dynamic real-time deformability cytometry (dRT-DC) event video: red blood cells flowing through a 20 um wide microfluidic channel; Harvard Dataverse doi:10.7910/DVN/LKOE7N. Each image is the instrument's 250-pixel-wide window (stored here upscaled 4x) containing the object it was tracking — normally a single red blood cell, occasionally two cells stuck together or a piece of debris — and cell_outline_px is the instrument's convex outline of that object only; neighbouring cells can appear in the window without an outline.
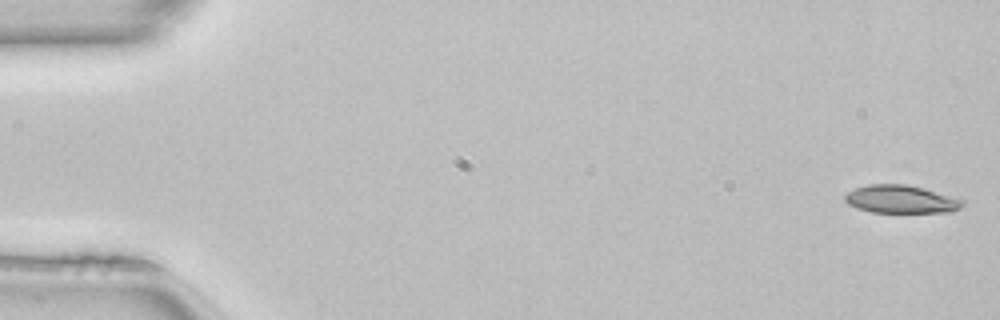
{"species": "common noctule bat (a hibernating species)", "species_latin": "Nyctalus noctula", "temperature_condition": "room temperature", "stored_images_in_passage": 50, "camera_frame_rate_fps": 3000, "um_per_image_px": 0.085, "animal": {"sex": "female", "body_mass_g": 22.7, "forearm_length_mm": 54.2}, "frame": {"image": 1, "passage_image": 1, "time_ms": 0.0, "image_size_px": [1000, 320], "cell_outline_px": [[964, 204], [960, 208], [952, 212], [872, 212], [856, 208], [848, 204], [844, 200], [844, 196], [848, 192], [856, 188], [868, 184], [904, 184], [924, 188], [964, 200]], "centroid_in_image_um": [76.57, 16.94], "position_along_channel_um": 8.4, "area_um2": 19.13}}
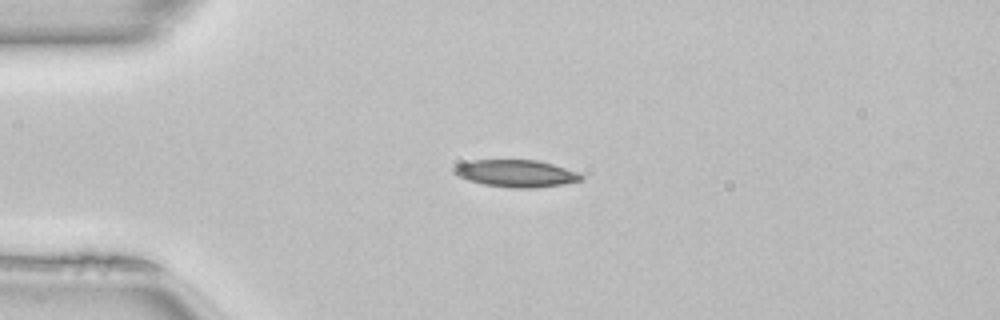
{"frame": {"image": 2, "passage_image": 12, "time_ms": 3.667, "image_size_px": [1000, 320], "cell_outline_px": [[584, 180], [564, 184], [532, 188], [512, 188], [484, 184], [468, 180], [452, 172], [452, 168], [456, 164], [472, 160], [536, 160], [552, 164], [576, 172], [584, 176]], "centroid_in_image_um": [43.84, 14.74], "position_along_channel_um": 41.2, "area_um2": 20.06}}
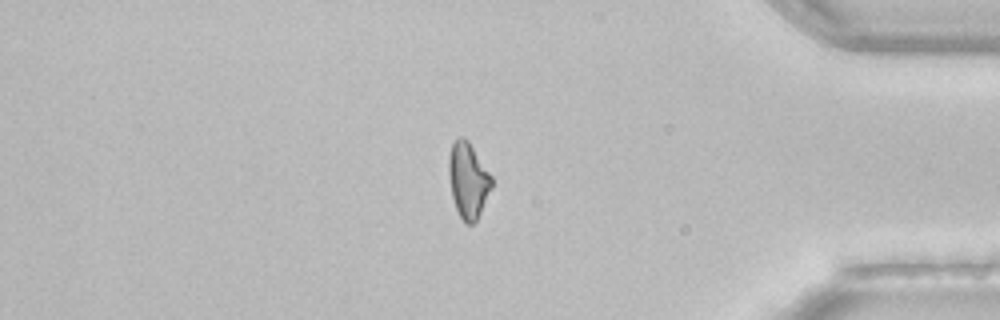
{"frame": {"image": 3, "passage_image": 42, "time_ms": 13.667, "image_size_px": [1000, 320], "cell_outline_px": [[492, 188], [476, 220], [472, 224], [464, 224], [456, 208], [452, 196], [448, 172], [448, 156], [452, 144], [460, 136], [464, 136], [468, 140], [492, 176]], "centroid_in_image_um": [39.78, 15.31], "position_along_channel_um": 395.4, "area_um2": 18.84}, "authors_computed_cell_mechanics": {"area_um2": 19.6809, "velocity_mm_per_s": 4.1156, "shape_relaxation_time_tau1_ms": 5.889, "shape_relaxation_time_tau2_ms": null, "deformation_change_tau1": 0.173, "deformation_change_tau2": null}}